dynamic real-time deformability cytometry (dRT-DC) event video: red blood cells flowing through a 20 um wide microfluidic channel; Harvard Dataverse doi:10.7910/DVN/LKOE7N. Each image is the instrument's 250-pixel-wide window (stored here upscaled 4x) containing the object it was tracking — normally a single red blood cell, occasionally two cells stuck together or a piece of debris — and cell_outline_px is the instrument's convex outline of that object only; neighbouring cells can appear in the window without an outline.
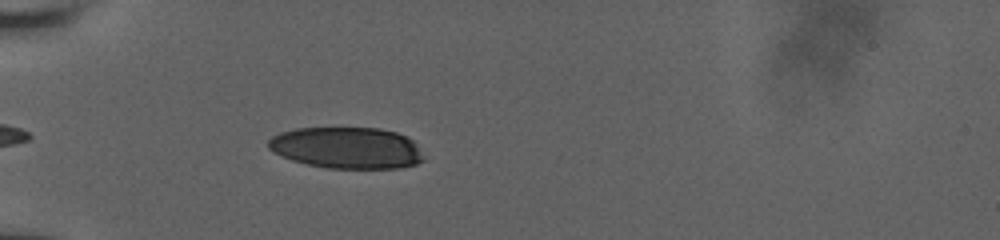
{"species": "human", "species_latin": "Homo sapiens", "temperature_condition": "room temperature", "stored_images_in_passage": 29, "camera_frame_rate_fps": 3000, "um_per_image_px": 0.085, "donor": {"sex": "male"}, "frame": {"image": 1, "passage_image": 2, "time_ms": 0.667, "image_size_px": [1000, 240], "cell_outline_px": [[424, 160], [416, 164], [400, 168], [328, 168], [308, 164], [292, 160], [280, 156], [272, 152], [268, 148], [268, 140], [272, 136], [280, 132], [296, 128], [380, 128], [396, 132], [408, 136], [412, 140], [424, 156]], "centroid_in_image_um": [29.47, 12.56], "position_along_channel_um": 55.5, "area_um2": 37.69}}
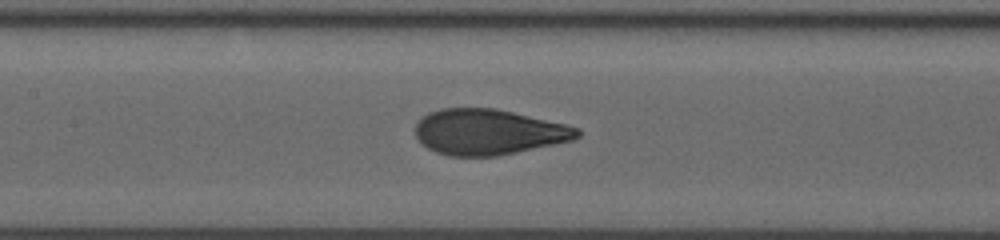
{"frame": {"image": 2, "passage_image": 9, "time_ms": 4.0, "image_size_px": [1000, 240], "cell_outline_px": [[580, 136], [572, 140], [516, 152], [496, 156], [448, 156], [436, 152], [428, 148], [416, 136], [416, 124], [428, 112], [440, 108], [496, 108], [564, 124], [580, 128]], "centroid_in_image_um": [41.51, 11.21], "position_along_channel_um": 165.9, "area_um2": 42.71}}
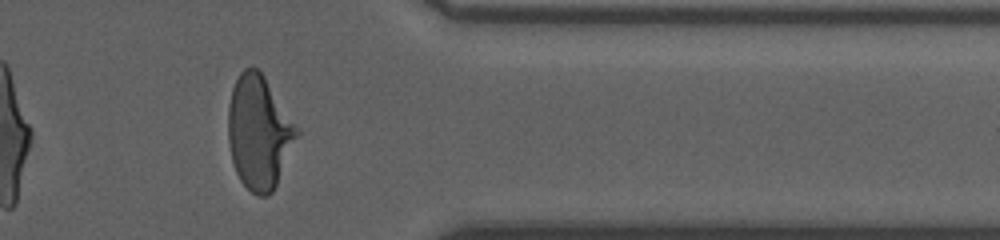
{"frame": {"image": 3, "passage_image": 22, "time_ms": 10.0, "image_size_px": [1000, 240], "cell_outline_px": [[300, 132], [276, 184], [272, 192], [268, 196], [256, 196], [240, 180], [236, 172], [232, 160], [228, 140], [228, 104], [232, 88], [240, 72], [244, 68], [256, 68], [264, 76]], "centroid_in_image_um": [21.99, 11.25], "position_along_channel_um": 389.4, "area_um2": 44.85}, "authors_computed_cell_mechanics": {"area_um2": 43.2344, "velocity_mm_per_s": 3.8858, "shape_relaxation_time_tau1_ms": 6.4196, "shape_relaxation_time_tau2_ms": null, "deformation_change_tau1": 0.2424, "deformation_change_tau2": null}}